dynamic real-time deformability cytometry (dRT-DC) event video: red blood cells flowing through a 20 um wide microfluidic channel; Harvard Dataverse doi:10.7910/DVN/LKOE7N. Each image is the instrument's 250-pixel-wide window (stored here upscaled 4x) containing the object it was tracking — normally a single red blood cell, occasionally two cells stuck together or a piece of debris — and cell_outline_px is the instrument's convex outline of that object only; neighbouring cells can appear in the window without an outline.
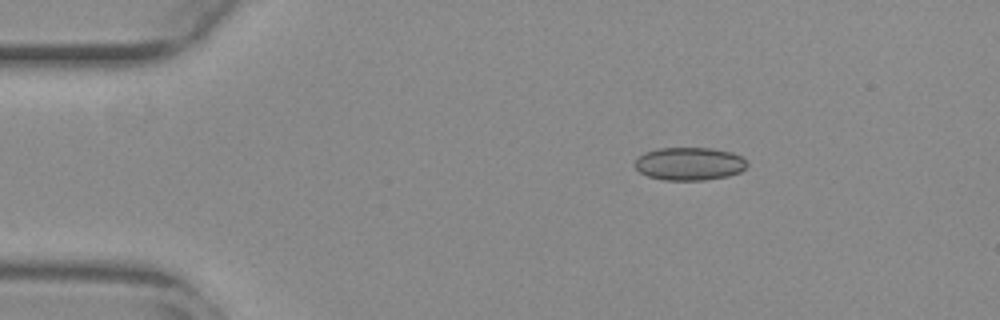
{"species": "common noctule bat (a hibernating species)", "species_latin": "Nyctalus noctula", "temperature_condition": "warm", "stored_images_in_passage": 46, "camera_frame_rate_fps": 3000, "um_per_image_px": 0.085, "animal": {"sex": "female", "body_mass_g": 29.2, "forearm_length_mm": 56.3}, "frame": {"image": 1, "passage_image": 1, "time_ms": 0.0, "image_size_px": [1000, 320], "cell_outline_px": [[748, 164], [740, 172], [728, 176], [704, 180], [664, 180], [648, 176], [640, 172], [632, 164], [644, 152], [656, 148], [712, 148], [732, 152], [740, 156]], "centroid_in_image_um": [58.57, 13.92], "position_along_channel_um": 26.4, "area_um2": 21.62}}
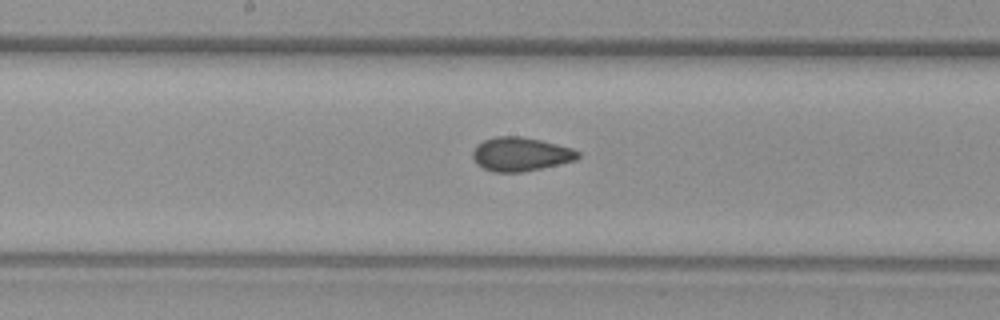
{"frame": {"image": 2, "passage_image": 20, "time_ms": 6.333, "image_size_px": [1000, 320], "cell_outline_px": [[580, 156], [576, 160], [540, 168], [520, 172], [492, 172], [476, 164], [472, 156], [472, 152], [476, 144], [484, 140], [496, 136], [520, 136], [540, 140], [572, 148], [580, 152]], "centroid_in_image_um": [44.22, 13.1], "position_along_channel_um": 204.0, "area_um2": 20.69}}
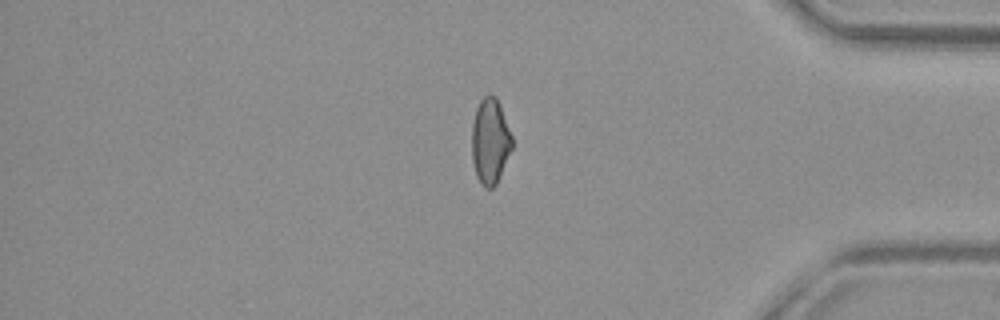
{"frame": {"image": 3, "passage_image": 37, "time_ms": 12.0, "image_size_px": [1000, 320], "cell_outline_px": [[512, 148], [500, 176], [496, 184], [492, 188], [484, 188], [480, 184], [476, 176], [472, 160], [472, 124], [476, 108], [480, 100], [488, 92], [496, 96], [500, 104], [512, 136]], "centroid_in_image_um": [41.65, 11.99], "position_along_channel_um": 393.5, "area_um2": 20.29}, "authors_computed_cell_mechanics": {"area_um2": 20.6346, "velocity_mm_per_s": 3.8439, "shape_relaxation_time_tau1_ms": null, "shape_relaxation_time_tau2_ms": 1.5122, "deformation_change_tau1": null, "deformation_change_tau2": 0.0704}}